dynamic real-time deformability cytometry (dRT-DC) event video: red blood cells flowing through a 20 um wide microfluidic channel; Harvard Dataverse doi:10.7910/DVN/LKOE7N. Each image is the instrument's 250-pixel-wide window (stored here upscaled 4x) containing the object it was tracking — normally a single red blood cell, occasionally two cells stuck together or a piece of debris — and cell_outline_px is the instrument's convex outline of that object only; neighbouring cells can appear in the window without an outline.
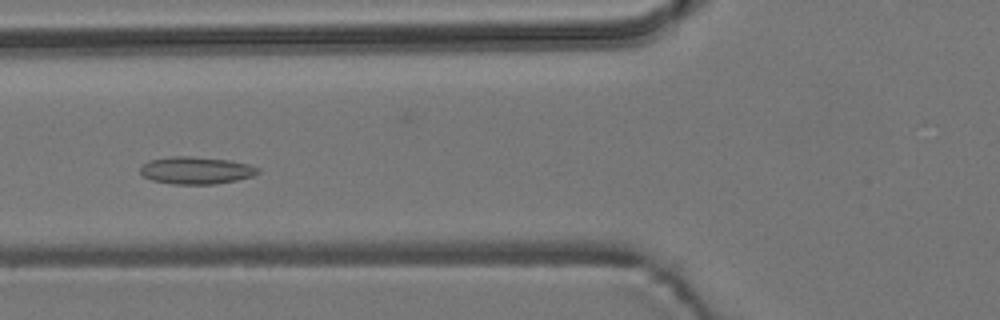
{"species": "common noctule bat (a hibernating species)", "species_latin": "Nyctalus noctula", "temperature_condition": "room temperature", "stored_images_in_passage": 8, "camera_frame_rate_fps": 3000, "um_per_image_px": 0.085, "animal": {"sex": "male", "body_mass_g": 19.2, "forearm_length_mm": 51.8}, "frame": {"image": 1, "passage_image": 6, "time_ms": 5.667, "image_size_px": [1000, 320], "cell_outline_px": [[260, 172], [252, 176], [236, 180], [216, 184], [172, 184], [152, 180], [144, 176], [140, 172], [140, 168], [148, 160], [168, 156], [192, 156], [228, 160], [248, 164], [260, 168]], "centroid_in_image_um": [16.66, 14.47], "position_along_channel_um": 109.1, "area_um2": 18.79}}
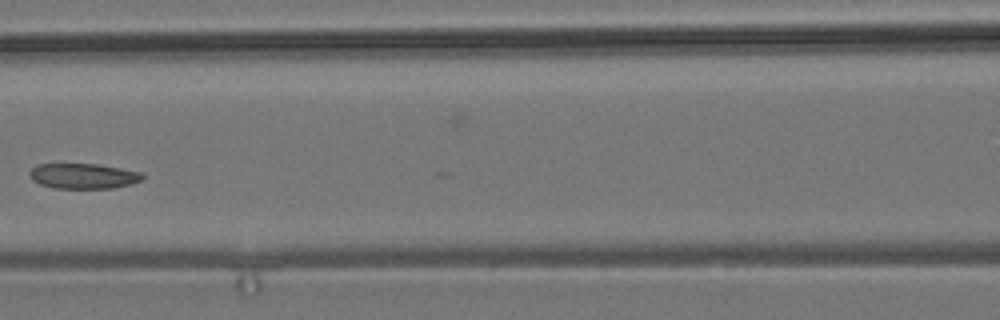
{"frame": {"image": 2, "passage_image": 7, "time_ms": 7.0, "image_size_px": [1000, 320], "cell_outline_px": [[144, 180], [132, 184], [112, 188], [52, 188], [40, 184], [32, 180], [28, 172], [36, 164], [96, 164], [144, 172]], "centroid_in_image_um": [7.11, 14.96], "position_along_channel_um": 159.5, "area_um2": 16.82}}
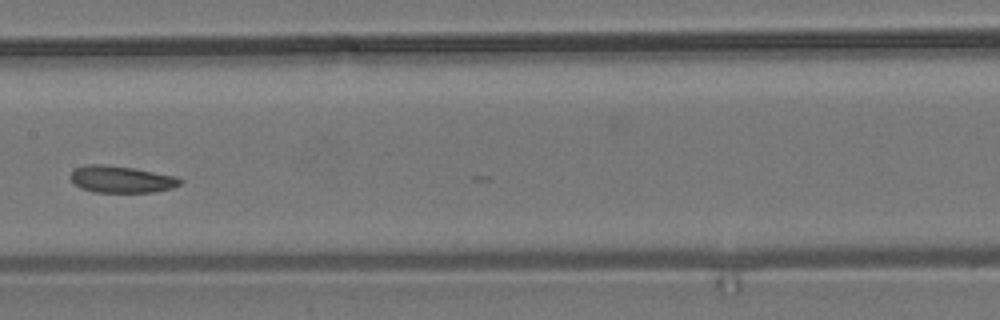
{"frame": {"image": 3, "passage_image": 8, "time_ms": 8.0, "image_size_px": [1000, 320], "cell_outline_px": [[184, 180], [180, 184], [172, 188], [152, 192], [96, 192], [80, 188], [72, 184], [68, 176], [76, 168], [88, 164], [104, 164], [132, 168], [176, 176]], "centroid_in_image_um": [10.27, 15.24], "position_along_channel_um": 197.1, "area_um2": 17.22}}